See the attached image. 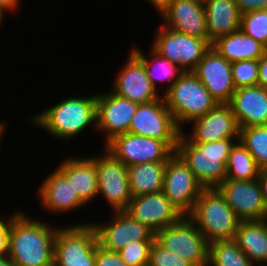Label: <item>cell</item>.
Here are the masks:
<instances>
[{
	"label": "cell",
	"mask_w": 267,
	"mask_h": 266,
	"mask_svg": "<svg viewBox=\"0 0 267 266\" xmlns=\"http://www.w3.org/2000/svg\"><path fill=\"white\" fill-rule=\"evenodd\" d=\"M24 212L13 211L9 216L8 258L15 266H54V242L60 226Z\"/></svg>",
	"instance_id": "cell-1"
},
{
	"label": "cell",
	"mask_w": 267,
	"mask_h": 266,
	"mask_svg": "<svg viewBox=\"0 0 267 266\" xmlns=\"http://www.w3.org/2000/svg\"><path fill=\"white\" fill-rule=\"evenodd\" d=\"M96 93L89 96L86 94L85 97L84 95L63 97L57 103L54 102L52 106L49 105L39 113L30 116L29 124L31 122L35 128H41L52 139L56 138L58 141L64 140L65 142L66 140L73 141L90 128L97 133L95 132L97 128Z\"/></svg>",
	"instance_id": "cell-2"
},
{
	"label": "cell",
	"mask_w": 267,
	"mask_h": 266,
	"mask_svg": "<svg viewBox=\"0 0 267 266\" xmlns=\"http://www.w3.org/2000/svg\"><path fill=\"white\" fill-rule=\"evenodd\" d=\"M238 140L227 138L192 144L180 134L175 153L193 172L203 189L217 188L226 179L228 157Z\"/></svg>",
	"instance_id": "cell-3"
},
{
	"label": "cell",
	"mask_w": 267,
	"mask_h": 266,
	"mask_svg": "<svg viewBox=\"0 0 267 266\" xmlns=\"http://www.w3.org/2000/svg\"><path fill=\"white\" fill-rule=\"evenodd\" d=\"M163 99L181 130L218 105L192 71L184 72L163 95Z\"/></svg>",
	"instance_id": "cell-4"
},
{
	"label": "cell",
	"mask_w": 267,
	"mask_h": 266,
	"mask_svg": "<svg viewBox=\"0 0 267 266\" xmlns=\"http://www.w3.org/2000/svg\"><path fill=\"white\" fill-rule=\"evenodd\" d=\"M208 244L234 239L240 220L217 188L203 189L188 215Z\"/></svg>",
	"instance_id": "cell-5"
},
{
	"label": "cell",
	"mask_w": 267,
	"mask_h": 266,
	"mask_svg": "<svg viewBox=\"0 0 267 266\" xmlns=\"http://www.w3.org/2000/svg\"><path fill=\"white\" fill-rule=\"evenodd\" d=\"M92 221L62 225L54 242V266H95L97 234Z\"/></svg>",
	"instance_id": "cell-6"
},
{
	"label": "cell",
	"mask_w": 267,
	"mask_h": 266,
	"mask_svg": "<svg viewBox=\"0 0 267 266\" xmlns=\"http://www.w3.org/2000/svg\"><path fill=\"white\" fill-rule=\"evenodd\" d=\"M155 240L193 266H207L208 264L209 244L188 215H183L173 225L157 232Z\"/></svg>",
	"instance_id": "cell-7"
},
{
	"label": "cell",
	"mask_w": 267,
	"mask_h": 266,
	"mask_svg": "<svg viewBox=\"0 0 267 266\" xmlns=\"http://www.w3.org/2000/svg\"><path fill=\"white\" fill-rule=\"evenodd\" d=\"M178 140H158L132 133L114 137L104 148L126 167L130 165L167 162L175 153Z\"/></svg>",
	"instance_id": "cell-8"
},
{
	"label": "cell",
	"mask_w": 267,
	"mask_h": 266,
	"mask_svg": "<svg viewBox=\"0 0 267 266\" xmlns=\"http://www.w3.org/2000/svg\"><path fill=\"white\" fill-rule=\"evenodd\" d=\"M155 31L150 48L185 72L193 71L211 47L208 39L182 34L162 24Z\"/></svg>",
	"instance_id": "cell-9"
},
{
	"label": "cell",
	"mask_w": 267,
	"mask_h": 266,
	"mask_svg": "<svg viewBox=\"0 0 267 266\" xmlns=\"http://www.w3.org/2000/svg\"><path fill=\"white\" fill-rule=\"evenodd\" d=\"M102 152L95 157L90 154L97 169L98 198L109 205V212L125 211L132 199L127 167L104 147Z\"/></svg>",
	"instance_id": "cell-10"
},
{
	"label": "cell",
	"mask_w": 267,
	"mask_h": 266,
	"mask_svg": "<svg viewBox=\"0 0 267 266\" xmlns=\"http://www.w3.org/2000/svg\"><path fill=\"white\" fill-rule=\"evenodd\" d=\"M203 187L185 162L174 153L164 171L163 194L182 215H189Z\"/></svg>",
	"instance_id": "cell-11"
},
{
	"label": "cell",
	"mask_w": 267,
	"mask_h": 266,
	"mask_svg": "<svg viewBox=\"0 0 267 266\" xmlns=\"http://www.w3.org/2000/svg\"><path fill=\"white\" fill-rule=\"evenodd\" d=\"M138 105L111 90L96 94V132L105 136L103 146L114 137L129 132Z\"/></svg>",
	"instance_id": "cell-12"
},
{
	"label": "cell",
	"mask_w": 267,
	"mask_h": 266,
	"mask_svg": "<svg viewBox=\"0 0 267 266\" xmlns=\"http://www.w3.org/2000/svg\"><path fill=\"white\" fill-rule=\"evenodd\" d=\"M112 213V217L109 216L111 220L108 218V221L91 222L97 234L98 244L102 248L119 252L130 241L155 239V233L150 228L134 220L125 211Z\"/></svg>",
	"instance_id": "cell-13"
},
{
	"label": "cell",
	"mask_w": 267,
	"mask_h": 266,
	"mask_svg": "<svg viewBox=\"0 0 267 266\" xmlns=\"http://www.w3.org/2000/svg\"><path fill=\"white\" fill-rule=\"evenodd\" d=\"M128 133L158 140H178L181 129L162 96L160 99L138 105Z\"/></svg>",
	"instance_id": "cell-14"
},
{
	"label": "cell",
	"mask_w": 267,
	"mask_h": 266,
	"mask_svg": "<svg viewBox=\"0 0 267 266\" xmlns=\"http://www.w3.org/2000/svg\"><path fill=\"white\" fill-rule=\"evenodd\" d=\"M127 54L126 63L121 65L109 89L138 104L160 99L162 95L150 82L143 62L131 50Z\"/></svg>",
	"instance_id": "cell-15"
},
{
	"label": "cell",
	"mask_w": 267,
	"mask_h": 266,
	"mask_svg": "<svg viewBox=\"0 0 267 266\" xmlns=\"http://www.w3.org/2000/svg\"><path fill=\"white\" fill-rule=\"evenodd\" d=\"M190 129H182L181 134L192 144L200 142H216L227 138H239L240 128L228 104H218L204 116L187 125Z\"/></svg>",
	"instance_id": "cell-16"
},
{
	"label": "cell",
	"mask_w": 267,
	"mask_h": 266,
	"mask_svg": "<svg viewBox=\"0 0 267 266\" xmlns=\"http://www.w3.org/2000/svg\"><path fill=\"white\" fill-rule=\"evenodd\" d=\"M217 189L240 221L264 219L266 204L258 179L248 181L225 179Z\"/></svg>",
	"instance_id": "cell-17"
},
{
	"label": "cell",
	"mask_w": 267,
	"mask_h": 266,
	"mask_svg": "<svg viewBox=\"0 0 267 266\" xmlns=\"http://www.w3.org/2000/svg\"><path fill=\"white\" fill-rule=\"evenodd\" d=\"M218 104H228L235 92L231 63L212 46L192 71Z\"/></svg>",
	"instance_id": "cell-18"
},
{
	"label": "cell",
	"mask_w": 267,
	"mask_h": 266,
	"mask_svg": "<svg viewBox=\"0 0 267 266\" xmlns=\"http://www.w3.org/2000/svg\"><path fill=\"white\" fill-rule=\"evenodd\" d=\"M125 212L155 234L183 216L162 191L132 197Z\"/></svg>",
	"instance_id": "cell-19"
},
{
	"label": "cell",
	"mask_w": 267,
	"mask_h": 266,
	"mask_svg": "<svg viewBox=\"0 0 267 266\" xmlns=\"http://www.w3.org/2000/svg\"><path fill=\"white\" fill-rule=\"evenodd\" d=\"M54 168L37 188L35 197H38L40 208L48 214L55 213V216L79 212L86 205L78 198L67 177L57 167Z\"/></svg>",
	"instance_id": "cell-20"
},
{
	"label": "cell",
	"mask_w": 267,
	"mask_h": 266,
	"mask_svg": "<svg viewBox=\"0 0 267 266\" xmlns=\"http://www.w3.org/2000/svg\"><path fill=\"white\" fill-rule=\"evenodd\" d=\"M158 15L163 20V26L182 34L208 39L203 0H173Z\"/></svg>",
	"instance_id": "cell-21"
},
{
	"label": "cell",
	"mask_w": 267,
	"mask_h": 266,
	"mask_svg": "<svg viewBox=\"0 0 267 266\" xmlns=\"http://www.w3.org/2000/svg\"><path fill=\"white\" fill-rule=\"evenodd\" d=\"M228 105L239 128L267 125V89L262 86L237 88Z\"/></svg>",
	"instance_id": "cell-22"
},
{
	"label": "cell",
	"mask_w": 267,
	"mask_h": 266,
	"mask_svg": "<svg viewBox=\"0 0 267 266\" xmlns=\"http://www.w3.org/2000/svg\"><path fill=\"white\" fill-rule=\"evenodd\" d=\"M73 156L67 155L57 168L67 177L78 198L85 205L93 204L92 201L98 198L96 164L89 156Z\"/></svg>",
	"instance_id": "cell-23"
},
{
	"label": "cell",
	"mask_w": 267,
	"mask_h": 266,
	"mask_svg": "<svg viewBox=\"0 0 267 266\" xmlns=\"http://www.w3.org/2000/svg\"><path fill=\"white\" fill-rule=\"evenodd\" d=\"M208 40L212 44L218 38L240 29L241 13L235 0H203Z\"/></svg>",
	"instance_id": "cell-24"
},
{
	"label": "cell",
	"mask_w": 267,
	"mask_h": 266,
	"mask_svg": "<svg viewBox=\"0 0 267 266\" xmlns=\"http://www.w3.org/2000/svg\"><path fill=\"white\" fill-rule=\"evenodd\" d=\"M211 46L230 63L242 60H259L267 48L241 29L218 38Z\"/></svg>",
	"instance_id": "cell-25"
},
{
	"label": "cell",
	"mask_w": 267,
	"mask_h": 266,
	"mask_svg": "<svg viewBox=\"0 0 267 266\" xmlns=\"http://www.w3.org/2000/svg\"><path fill=\"white\" fill-rule=\"evenodd\" d=\"M234 240L255 266H267V224L264 220L240 221Z\"/></svg>",
	"instance_id": "cell-26"
},
{
	"label": "cell",
	"mask_w": 267,
	"mask_h": 266,
	"mask_svg": "<svg viewBox=\"0 0 267 266\" xmlns=\"http://www.w3.org/2000/svg\"><path fill=\"white\" fill-rule=\"evenodd\" d=\"M131 51L143 62L150 82L158 91V93H160L162 96L170 89L173 83L185 72L177 64H174L168 59L163 58L152 48H149L148 55L146 54V52H142V48L140 49V47L138 46L131 47Z\"/></svg>",
	"instance_id": "cell-27"
},
{
	"label": "cell",
	"mask_w": 267,
	"mask_h": 266,
	"mask_svg": "<svg viewBox=\"0 0 267 266\" xmlns=\"http://www.w3.org/2000/svg\"><path fill=\"white\" fill-rule=\"evenodd\" d=\"M167 162H149L127 167L132 197L162 191Z\"/></svg>",
	"instance_id": "cell-28"
},
{
	"label": "cell",
	"mask_w": 267,
	"mask_h": 266,
	"mask_svg": "<svg viewBox=\"0 0 267 266\" xmlns=\"http://www.w3.org/2000/svg\"><path fill=\"white\" fill-rule=\"evenodd\" d=\"M260 168L247 148L238 140L231 148L226 165V179L237 181L255 180Z\"/></svg>",
	"instance_id": "cell-29"
},
{
	"label": "cell",
	"mask_w": 267,
	"mask_h": 266,
	"mask_svg": "<svg viewBox=\"0 0 267 266\" xmlns=\"http://www.w3.org/2000/svg\"><path fill=\"white\" fill-rule=\"evenodd\" d=\"M207 266H255L234 240L217 241L208 245Z\"/></svg>",
	"instance_id": "cell-30"
},
{
	"label": "cell",
	"mask_w": 267,
	"mask_h": 266,
	"mask_svg": "<svg viewBox=\"0 0 267 266\" xmlns=\"http://www.w3.org/2000/svg\"><path fill=\"white\" fill-rule=\"evenodd\" d=\"M239 140L260 169L267 168V125L240 128Z\"/></svg>",
	"instance_id": "cell-31"
},
{
	"label": "cell",
	"mask_w": 267,
	"mask_h": 266,
	"mask_svg": "<svg viewBox=\"0 0 267 266\" xmlns=\"http://www.w3.org/2000/svg\"><path fill=\"white\" fill-rule=\"evenodd\" d=\"M240 29L267 48V9L242 14Z\"/></svg>",
	"instance_id": "cell-32"
},
{
	"label": "cell",
	"mask_w": 267,
	"mask_h": 266,
	"mask_svg": "<svg viewBox=\"0 0 267 266\" xmlns=\"http://www.w3.org/2000/svg\"><path fill=\"white\" fill-rule=\"evenodd\" d=\"M154 240L130 241L118 253L128 266H148L150 246Z\"/></svg>",
	"instance_id": "cell-33"
},
{
	"label": "cell",
	"mask_w": 267,
	"mask_h": 266,
	"mask_svg": "<svg viewBox=\"0 0 267 266\" xmlns=\"http://www.w3.org/2000/svg\"><path fill=\"white\" fill-rule=\"evenodd\" d=\"M235 88L256 86L258 82V60H242L231 63Z\"/></svg>",
	"instance_id": "cell-34"
},
{
	"label": "cell",
	"mask_w": 267,
	"mask_h": 266,
	"mask_svg": "<svg viewBox=\"0 0 267 266\" xmlns=\"http://www.w3.org/2000/svg\"><path fill=\"white\" fill-rule=\"evenodd\" d=\"M148 266H193L179 255L170 252L155 239L150 246Z\"/></svg>",
	"instance_id": "cell-35"
},
{
	"label": "cell",
	"mask_w": 267,
	"mask_h": 266,
	"mask_svg": "<svg viewBox=\"0 0 267 266\" xmlns=\"http://www.w3.org/2000/svg\"><path fill=\"white\" fill-rule=\"evenodd\" d=\"M95 266H128L118 252H112L102 248L99 244L96 248Z\"/></svg>",
	"instance_id": "cell-36"
},
{
	"label": "cell",
	"mask_w": 267,
	"mask_h": 266,
	"mask_svg": "<svg viewBox=\"0 0 267 266\" xmlns=\"http://www.w3.org/2000/svg\"><path fill=\"white\" fill-rule=\"evenodd\" d=\"M239 12L242 14L267 9V0H235Z\"/></svg>",
	"instance_id": "cell-37"
},
{
	"label": "cell",
	"mask_w": 267,
	"mask_h": 266,
	"mask_svg": "<svg viewBox=\"0 0 267 266\" xmlns=\"http://www.w3.org/2000/svg\"><path fill=\"white\" fill-rule=\"evenodd\" d=\"M0 217V256L7 255L9 242V217Z\"/></svg>",
	"instance_id": "cell-38"
},
{
	"label": "cell",
	"mask_w": 267,
	"mask_h": 266,
	"mask_svg": "<svg viewBox=\"0 0 267 266\" xmlns=\"http://www.w3.org/2000/svg\"><path fill=\"white\" fill-rule=\"evenodd\" d=\"M257 85L267 89V52L258 60Z\"/></svg>",
	"instance_id": "cell-39"
},
{
	"label": "cell",
	"mask_w": 267,
	"mask_h": 266,
	"mask_svg": "<svg viewBox=\"0 0 267 266\" xmlns=\"http://www.w3.org/2000/svg\"><path fill=\"white\" fill-rule=\"evenodd\" d=\"M23 0H0V8L7 13V15L14 14L15 12L20 11L19 8ZM18 10V11H17Z\"/></svg>",
	"instance_id": "cell-40"
},
{
	"label": "cell",
	"mask_w": 267,
	"mask_h": 266,
	"mask_svg": "<svg viewBox=\"0 0 267 266\" xmlns=\"http://www.w3.org/2000/svg\"><path fill=\"white\" fill-rule=\"evenodd\" d=\"M264 203L267 205V168L261 169L258 176Z\"/></svg>",
	"instance_id": "cell-41"
},
{
	"label": "cell",
	"mask_w": 267,
	"mask_h": 266,
	"mask_svg": "<svg viewBox=\"0 0 267 266\" xmlns=\"http://www.w3.org/2000/svg\"><path fill=\"white\" fill-rule=\"evenodd\" d=\"M148 1V3L153 6V9L155 8V10L158 12L157 15L159 13L162 12V10L164 8H166L173 0H146Z\"/></svg>",
	"instance_id": "cell-42"
},
{
	"label": "cell",
	"mask_w": 267,
	"mask_h": 266,
	"mask_svg": "<svg viewBox=\"0 0 267 266\" xmlns=\"http://www.w3.org/2000/svg\"><path fill=\"white\" fill-rule=\"evenodd\" d=\"M7 124H8V122H6V121L4 122V120L2 122H0V142L3 140L5 134L7 133L6 132V130H8V129H6V128H8ZM1 144H2V142L0 143V146H1Z\"/></svg>",
	"instance_id": "cell-43"
},
{
	"label": "cell",
	"mask_w": 267,
	"mask_h": 266,
	"mask_svg": "<svg viewBox=\"0 0 267 266\" xmlns=\"http://www.w3.org/2000/svg\"><path fill=\"white\" fill-rule=\"evenodd\" d=\"M0 266H15L10 259L8 258V255L0 256Z\"/></svg>",
	"instance_id": "cell-44"
},
{
	"label": "cell",
	"mask_w": 267,
	"mask_h": 266,
	"mask_svg": "<svg viewBox=\"0 0 267 266\" xmlns=\"http://www.w3.org/2000/svg\"><path fill=\"white\" fill-rule=\"evenodd\" d=\"M7 15V13L6 12H4L1 8H0V27H1V25H3V24H1V23H3V21H4V17Z\"/></svg>",
	"instance_id": "cell-45"
},
{
	"label": "cell",
	"mask_w": 267,
	"mask_h": 266,
	"mask_svg": "<svg viewBox=\"0 0 267 266\" xmlns=\"http://www.w3.org/2000/svg\"><path fill=\"white\" fill-rule=\"evenodd\" d=\"M265 223L267 224V205H266V213H265V216H264V219Z\"/></svg>",
	"instance_id": "cell-46"
}]
</instances>
